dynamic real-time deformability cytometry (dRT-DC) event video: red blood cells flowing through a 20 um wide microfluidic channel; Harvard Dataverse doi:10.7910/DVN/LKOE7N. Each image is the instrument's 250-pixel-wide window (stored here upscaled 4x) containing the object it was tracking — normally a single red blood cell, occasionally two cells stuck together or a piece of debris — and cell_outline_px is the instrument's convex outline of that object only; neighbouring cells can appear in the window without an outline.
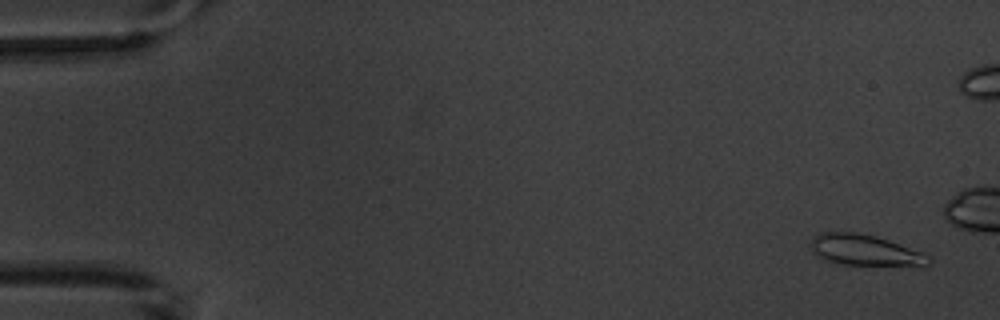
{"species": "common noctule bat (a hibernating species)", "species_latin": "Nyctalus noctula", "temperature_condition": "warm", "stored_images_in_passage": 6, "camera_frame_rate_fps": 3000, "um_per_image_px": 0.085, "animal": {"sex": "male", "body_mass_g": 20.1, "forearm_length_mm": 53.5}, "frame": {"image": 1, "passage_image": 1, "time_ms": 0.0, "image_size_px": [1000, 320], "cell_outline_px": [[932, 260], [924, 268], [844, 264], [828, 260], [816, 256], [812, 252], [812, 236], [820, 232], [856, 232], [876, 236], [924, 252]], "centroid_in_image_um": [73.62, 21.3], "position_along_channel_um": 11.4, "area_um2": 21.91}}